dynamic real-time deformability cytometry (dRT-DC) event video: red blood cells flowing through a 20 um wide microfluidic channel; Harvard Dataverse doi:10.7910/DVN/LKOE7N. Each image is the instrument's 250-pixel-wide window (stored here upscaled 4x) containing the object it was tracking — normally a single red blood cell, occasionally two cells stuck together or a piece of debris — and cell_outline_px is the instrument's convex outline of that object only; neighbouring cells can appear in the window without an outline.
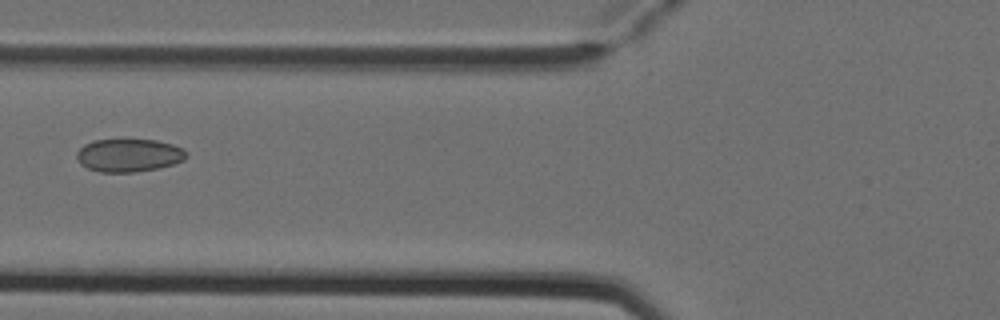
{"species": "Egyptian fruit bat (a non-hibernating species)", "species_latin": "Rousettus aegyptiacus", "temperature_condition": "cold", "stored_images_in_passage": 8, "camera_frame_rate_fps": 3000, "um_per_image_px": 0.085, "animal": {"sex": "female"}, "frame": {"image": 1, "passage_image": 6, "time_ms": 1.667, "image_size_px": [1000, 320], "cell_outline_px": [[188, 156], [184, 160], [160, 168], [136, 172], [100, 172], [88, 168], [80, 164], [76, 156], [76, 152], [84, 144], [92, 140], [156, 140], [172, 144], [188, 152]], "centroid_in_image_um": [10.94, 13.2], "position_along_channel_um": 114.9, "area_um2": 21.15}}
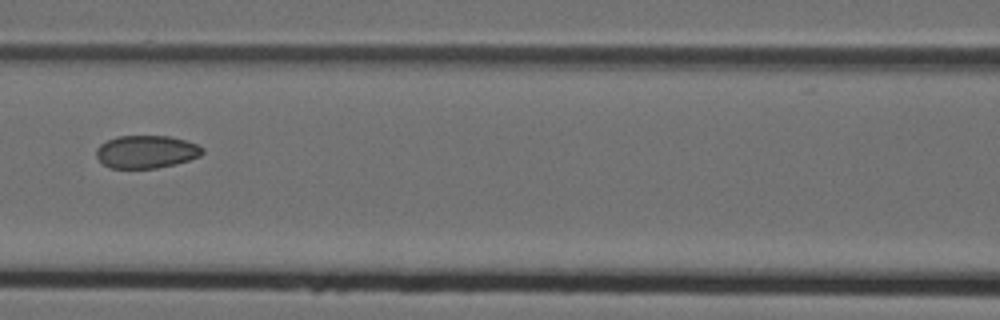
{"frame": {"image": 2, "passage_image": 7, "time_ms": 2.0, "image_size_px": [1000, 320], "cell_outline_px": [[204, 152], [200, 156], [176, 164], [156, 168], [112, 168], [104, 164], [96, 156], [96, 148], [100, 144], [116, 136], [168, 136], [184, 140], [196, 144], [204, 148]], "centroid_in_image_um": [12.44, 12.9], "position_along_channel_um": 154.2, "area_um2": 20.23}}